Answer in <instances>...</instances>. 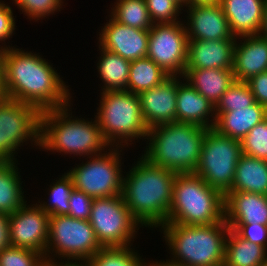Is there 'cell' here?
Here are the masks:
<instances>
[{
  "label": "cell",
  "mask_w": 267,
  "mask_h": 266,
  "mask_svg": "<svg viewBox=\"0 0 267 266\" xmlns=\"http://www.w3.org/2000/svg\"><path fill=\"white\" fill-rule=\"evenodd\" d=\"M102 248L89 220L68 215L49 217L46 264L55 261L87 262Z\"/></svg>",
  "instance_id": "9c48e42d"
},
{
  "label": "cell",
  "mask_w": 267,
  "mask_h": 266,
  "mask_svg": "<svg viewBox=\"0 0 267 266\" xmlns=\"http://www.w3.org/2000/svg\"><path fill=\"white\" fill-rule=\"evenodd\" d=\"M100 94V95H99ZM94 115L105 141L111 147L129 150L145 143L148 126L144 121L138 94L126 90L100 92ZM135 144V145H134Z\"/></svg>",
  "instance_id": "8992f818"
},
{
  "label": "cell",
  "mask_w": 267,
  "mask_h": 266,
  "mask_svg": "<svg viewBox=\"0 0 267 266\" xmlns=\"http://www.w3.org/2000/svg\"><path fill=\"white\" fill-rule=\"evenodd\" d=\"M225 220V195L194 173H177L166 223L211 225Z\"/></svg>",
  "instance_id": "52a82bcc"
},
{
  "label": "cell",
  "mask_w": 267,
  "mask_h": 266,
  "mask_svg": "<svg viewBox=\"0 0 267 266\" xmlns=\"http://www.w3.org/2000/svg\"><path fill=\"white\" fill-rule=\"evenodd\" d=\"M89 222L103 248L134 245L140 228L143 230L132 217L122 194L94 199Z\"/></svg>",
  "instance_id": "7c38bea8"
},
{
  "label": "cell",
  "mask_w": 267,
  "mask_h": 266,
  "mask_svg": "<svg viewBox=\"0 0 267 266\" xmlns=\"http://www.w3.org/2000/svg\"><path fill=\"white\" fill-rule=\"evenodd\" d=\"M267 71V39L260 34L237 37L233 73L236 81H248Z\"/></svg>",
  "instance_id": "ffe728a7"
},
{
  "label": "cell",
  "mask_w": 267,
  "mask_h": 266,
  "mask_svg": "<svg viewBox=\"0 0 267 266\" xmlns=\"http://www.w3.org/2000/svg\"><path fill=\"white\" fill-rule=\"evenodd\" d=\"M266 257L265 247L245 241L233 230H229L223 266H263Z\"/></svg>",
  "instance_id": "83f0119b"
},
{
  "label": "cell",
  "mask_w": 267,
  "mask_h": 266,
  "mask_svg": "<svg viewBox=\"0 0 267 266\" xmlns=\"http://www.w3.org/2000/svg\"><path fill=\"white\" fill-rule=\"evenodd\" d=\"M108 17V18H107ZM101 23L97 43L104 49L116 53L129 61L145 58L148 52L149 30L136 29L114 20L108 13Z\"/></svg>",
  "instance_id": "9a60e30c"
},
{
  "label": "cell",
  "mask_w": 267,
  "mask_h": 266,
  "mask_svg": "<svg viewBox=\"0 0 267 266\" xmlns=\"http://www.w3.org/2000/svg\"><path fill=\"white\" fill-rule=\"evenodd\" d=\"M129 149L110 147L104 153L81 158L66 173L72 178L74 189L96 199L122 194L124 154ZM82 162V163H81ZM124 168V169H123Z\"/></svg>",
  "instance_id": "ba28073f"
},
{
  "label": "cell",
  "mask_w": 267,
  "mask_h": 266,
  "mask_svg": "<svg viewBox=\"0 0 267 266\" xmlns=\"http://www.w3.org/2000/svg\"><path fill=\"white\" fill-rule=\"evenodd\" d=\"M188 36L184 21L155 23L149 30L147 56L169 76L183 77L187 65Z\"/></svg>",
  "instance_id": "4fadbf2b"
},
{
  "label": "cell",
  "mask_w": 267,
  "mask_h": 266,
  "mask_svg": "<svg viewBox=\"0 0 267 266\" xmlns=\"http://www.w3.org/2000/svg\"><path fill=\"white\" fill-rule=\"evenodd\" d=\"M236 40H188L185 69H233Z\"/></svg>",
  "instance_id": "ac0fdd59"
},
{
  "label": "cell",
  "mask_w": 267,
  "mask_h": 266,
  "mask_svg": "<svg viewBox=\"0 0 267 266\" xmlns=\"http://www.w3.org/2000/svg\"><path fill=\"white\" fill-rule=\"evenodd\" d=\"M10 1L13 7L17 6L16 9H19L18 11L20 12V14H23V16L27 20H30V23H32L31 21H33V23L34 22L43 23V20H45L46 18L48 20L51 18V16L53 17L54 15L55 17L56 14H58L59 12L61 13V10H64V8H66L65 6H67L68 4L66 3V0H10Z\"/></svg>",
  "instance_id": "d6a6232c"
},
{
  "label": "cell",
  "mask_w": 267,
  "mask_h": 266,
  "mask_svg": "<svg viewBox=\"0 0 267 266\" xmlns=\"http://www.w3.org/2000/svg\"><path fill=\"white\" fill-rule=\"evenodd\" d=\"M73 103L41 112L39 151L73 160L104 153L111 146L105 141L95 115L94 118L76 115Z\"/></svg>",
  "instance_id": "3957f363"
},
{
  "label": "cell",
  "mask_w": 267,
  "mask_h": 266,
  "mask_svg": "<svg viewBox=\"0 0 267 266\" xmlns=\"http://www.w3.org/2000/svg\"><path fill=\"white\" fill-rule=\"evenodd\" d=\"M49 217L34 198L32 201H27L9 215L10 245L32 249L45 256Z\"/></svg>",
  "instance_id": "5bb4252c"
},
{
  "label": "cell",
  "mask_w": 267,
  "mask_h": 266,
  "mask_svg": "<svg viewBox=\"0 0 267 266\" xmlns=\"http://www.w3.org/2000/svg\"><path fill=\"white\" fill-rule=\"evenodd\" d=\"M259 34L263 36L265 39H267V0H266V4L264 7L263 24H262V28Z\"/></svg>",
  "instance_id": "ee69618b"
},
{
  "label": "cell",
  "mask_w": 267,
  "mask_h": 266,
  "mask_svg": "<svg viewBox=\"0 0 267 266\" xmlns=\"http://www.w3.org/2000/svg\"><path fill=\"white\" fill-rule=\"evenodd\" d=\"M28 49L17 45L2 49L3 97L32 105L40 112L75 101L73 89L53 63L41 52Z\"/></svg>",
  "instance_id": "6da1fadb"
},
{
  "label": "cell",
  "mask_w": 267,
  "mask_h": 266,
  "mask_svg": "<svg viewBox=\"0 0 267 266\" xmlns=\"http://www.w3.org/2000/svg\"><path fill=\"white\" fill-rule=\"evenodd\" d=\"M214 129L220 134L241 140L257 124L267 118V109L255 102L249 107L236 108L235 111L215 112Z\"/></svg>",
  "instance_id": "603a6c76"
},
{
  "label": "cell",
  "mask_w": 267,
  "mask_h": 266,
  "mask_svg": "<svg viewBox=\"0 0 267 266\" xmlns=\"http://www.w3.org/2000/svg\"><path fill=\"white\" fill-rule=\"evenodd\" d=\"M0 266H46V261L35 250L10 245L0 251Z\"/></svg>",
  "instance_id": "d590c367"
},
{
  "label": "cell",
  "mask_w": 267,
  "mask_h": 266,
  "mask_svg": "<svg viewBox=\"0 0 267 266\" xmlns=\"http://www.w3.org/2000/svg\"><path fill=\"white\" fill-rule=\"evenodd\" d=\"M3 97L2 93V49H0V98Z\"/></svg>",
  "instance_id": "bcb514c9"
},
{
  "label": "cell",
  "mask_w": 267,
  "mask_h": 266,
  "mask_svg": "<svg viewBox=\"0 0 267 266\" xmlns=\"http://www.w3.org/2000/svg\"><path fill=\"white\" fill-rule=\"evenodd\" d=\"M255 101L267 109V71L251 77L246 81Z\"/></svg>",
  "instance_id": "60d3db41"
},
{
  "label": "cell",
  "mask_w": 267,
  "mask_h": 266,
  "mask_svg": "<svg viewBox=\"0 0 267 266\" xmlns=\"http://www.w3.org/2000/svg\"><path fill=\"white\" fill-rule=\"evenodd\" d=\"M137 157L124 170L122 196L142 228L158 230L167 222L177 173L153 165L142 155Z\"/></svg>",
  "instance_id": "7a4b0ae2"
},
{
  "label": "cell",
  "mask_w": 267,
  "mask_h": 266,
  "mask_svg": "<svg viewBox=\"0 0 267 266\" xmlns=\"http://www.w3.org/2000/svg\"><path fill=\"white\" fill-rule=\"evenodd\" d=\"M263 266H267V257H266L265 262L263 263Z\"/></svg>",
  "instance_id": "7dc6e473"
},
{
  "label": "cell",
  "mask_w": 267,
  "mask_h": 266,
  "mask_svg": "<svg viewBox=\"0 0 267 266\" xmlns=\"http://www.w3.org/2000/svg\"><path fill=\"white\" fill-rule=\"evenodd\" d=\"M136 248L139 246L102 248L87 263L89 266H148L149 258H144Z\"/></svg>",
  "instance_id": "1f68e13d"
},
{
  "label": "cell",
  "mask_w": 267,
  "mask_h": 266,
  "mask_svg": "<svg viewBox=\"0 0 267 266\" xmlns=\"http://www.w3.org/2000/svg\"><path fill=\"white\" fill-rule=\"evenodd\" d=\"M207 130L200 125L178 122L154 126L149 128L146 146L141 147L139 156L176 173H193Z\"/></svg>",
  "instance_id": "5b68a950"
},
{
  "label": "cell",
  "mask_w": 267,
  "mask_h": 266,
  "mask_svg": "<svg viewBox=\"0 0 267 266\" xmlns=\"http://www.w3.org/2000/svg\"><path fill=\"white\" fill-rule=\"evenodd\" d=\"M229 230L225 220L201 226L164 223L157 232L170 256L162 260L170 266H223Z\"/></svg>",
  "instance_id": "277c9868"
},
{
  "label": "cell",
  "mask_w": 267,
  "mask_h": 266,
  "mask_svg": "<svg viewBox=\"0 0 267 266\" xmlns=\"http://www.w3.org/2000/svg\"><path fill=\"white\" fill-rule=\"evenodd\" d=\"M145 2L153 24L176 23L183 20V6L176 0H145Z\"/></svg>",
  "instance_id": "8d00e7d4"
},
{
  "label": "cell",
  "mask_w": 267,
  "mask_h": 266,
  "mask_svg": "<svg viewBox=\"0 0 267 266\" xmlns=\"http://www.w3.org/2000/svg\"><path fill=\"white\" fill-rule=\"evenodd\" d=\"M18 162L0 161V213L6 215L13 214L29 200L26 197L29 194H24L27 191Z\"/></svg>",
  "instance_id": "d4e9b609"
},
{
  "label": "cell",
  "mask_w": 267,
  "mask_h": 266,
  "mask_svg": "<svg viewBox=\"0 0 267 266\" xmlns=\"http://www.w3.org/2000/svg\"><path fill=\"white\" fill-rule=\"evenodd\" d=\"M11 1H0V49L12 47L13 35L16 34V15L13 13L14 9L11 5ZM15 15V16H14ZM16 19V20H15ZM11 44V45H10Z\"/></svg>",
  "instance_id": "74e56055"
},
{
  "label": "cell",
  "mask_w": 267,
  "mask_h": 266,
  "mask_svg": "<svg viewBox=\"0 0 267 266\" xmlns=\"http://www.w3.org/2000/svg\"><path fill=\"white\" fill-rule=\"evenodd\" d=\"M236 191L267 195V160L242 154L228 192Z\"/></svg>",
  "instance_id": "4316f807"
},
{
  "label": "cell",
  "mask_w": 267,
  "mask_h": 266,
  "mask_svg": "<svg viewBox=\"0 0 267 266\" xmlns=\"http://www.w3.org/2000/svg\"><path fill=\"white\" fill-rule=\"evenodd\" d=\"M255 98L247 82L234 81L215 105V112L235 111L236 108L249 107Z\"/></svg>",
  "instance_id": "836d02e7"
},
{
  "label": "cell",
  "mask_w": 267,
  "mask_h": 266,
  "mask_svg": "<svg viewBox=\"0 0 267 266\" xmlns=\"http://www.w3.org/2000/svg\"><path fill=\"white\" fill-rule=\"evenodd\" d=\"M168 77L169 75L148 57L133 60L126 91L139 94L160 85Z\"/></svg>",
  "instance_id": "4dcf8cb0"
},
{
  "label": "cell",
  "mask_w": 267,
  "mask_h": 266,
  "mask_svg": "<svg viewBox=\"0 0 267 266\" xmlns=\"http://www.w3.org/2000/svg\"><path fill=\"white\" fill-rule=\"evenodd\" d=\"M10 246L9 215L0 213V251Z\"/></svg>",
  "instance_id": "b9f144b4"
},
{
  "label": "cell",
  "mask_w": 267,
  "mask_h": 266,
  "mask_svg": "<svg viewBox=\"0 0 267 266\" xmlns=\"http://www.w3.org/2000/svg\"><path fill=\"white\" fill-rule=\"evenodd\" d=\"M183 78L214 106L235 81L233 69H185Z\"/></svg>",
  "instance_id": "cb8c5ba5"
},
{
  "label": "cell",
  "mask_w": 267,
  "mask_h": 266,
  "mask_svg": "<svg viewBox=\"0 0 267 266\" xmlns=\"http://www.w3.org/2000/svg\"><path fill=\"white\" fill-rule=\"evenodd\" d=\"M148 266H170L168 264H166L163 260L159 259L157 260L155 258V260H153L152 258H150L149 264Z\"/></svg>",
  "instance_id": "f6af8a7d"
},
{
  "label": "cell",
  "mask_w": 267,
  "mask_h": 266,
  "mask_svg": "<svg viewBox=\"0 0 267 266\" xmlns=\"http://www.w3.org/2000/svg\"><path fill=\"white\" fill-rule=\"evenodd\" d=\"M93 200L85 193L73 189L69 198L70 208L67 215L76 219L89 220Z\"/></svg>",
  "instance_id": "ab89813d"
},
{
  "label": "cell",
  "mask_w": 267,
  "mask_h": 266,
  "mask_svg": "<svg viewBox=\"0 0 267 266\" xmlns=\"http://www.w3.org/2000/svg\"><path fill=\"white\" fill-rule=\"evenodd\" d=\"M239 237L250 243L259 244L267 249V225L253 224H228Z\"/></svg>",
  "instance_id": "f35d334b"
},
{
  "label": "cell",
  "mask_w": 267,
  "mask_h": 266,
  "mask_svg": "<svg viewBox=\"0 0 267 266\" xmlns=\"http://www.w3.org/2000/svg\"><path fill=\"white\" fill-rule=\"evenodd\" d=\"M176 101V122L196 124L207 129L214 127L215 106L181 76H177Z\"/></svg>",
  "instance_id": "d6986e66"
},
{
  "label": "cell",
  "mask_w": 267,
  "mask_h": 266,
  "mask_svg": "<svg viewBox=\"0 0 267 266\" xmlns=\"http://www.w3.org/2000/svg\"><path fill=\"white\" fill-rule=\"evenodd\" d=\"M220 4L236 38L260 33L266 0H221Z\"/></svg>",
  "instance_id": "44dd1931"
},
{
  "label": "cell",
  "mask_w": 267,
  "mask_h": 266,
  "mask_svg": "<svg viewBox=\"0 0 267 266\" xmlns=\"http://www.w3.org/2000/svg\"><path fill=\"white\" fill-rule=\"evenodd\" d=\"M225 222L227 224L267 225V195L251 192L225 194Z\"/></svg>",
  "instance_id": "7402d4cb"
},
{
  "label": "cell",
  "mask_w": 267,
  "mask_h": 266,
  "mask_svg": "<svg viewBox=\"0 0 267 266\" xmlns=\"http://www.w3.org/2000/svg\"><path fill=\"white\" fill-rule=\"evenodd\" d=\"M183 12H185L183 21L189 40L211 41L236 38L230 30L220 3L186 6Z\"/></svg>",
  "instance_id": "2e32d148"
},
{
  "label": "cell",
  "mask_w": 267,
  "mask_h": 266,
  "mask_svg": "<svg viewBox=\"0 0 267 266\" xmlns=\"http://www.w3.org/2000/svg\"><path fill=\"white\" fill-rule=\"evenodd\" d=\"M142 115L148 128L176 122L177 76L138 94Z\"/></svg>",
  "instance_id": "e0dca14e"
},
{
  "label": "cell",
  "mask_w": 267,
  "mask_h": 266,
  "mask_svg": "<svg viewBox=\"0 0 267 266\" xmlns=\"http://www.w3.org/2000/svg\"><path fill=\"white\" fill-rule=\"evenodd\" d=\"M240 143L242 154L267 160V118L253 127Z\"/></svg>",
  "instance_id": "e575fe53"
},
{
  "label": "cell",
  "mask_w": 267,
  "mask_h": 266,
  "mask_svg": "<svg viewBox=\"0 0 267 266\" xmlns=\"http://www.w3.org/2000/svg\"><path fill=\"white\" fill-rule=\"evenodd\" d=\"M241 155L240 140L209 128L205 133L199 162L193 173L225 195L232 188Z\"/></svg>",
  "instance_id": "8fae6325"
},
{
  "label": "cell",
  "mask_w": 267,
  "mask_h": 266,
  "mask_svg": "<svg viewBox=\"0 0 267 266\" xmlns=\"http://www.w3.org/2000/svg\"><path fill=\"white\" fill-rule=\"evenodd\" d=\"M40 115L32 105L0 98V161H19L24 146L39 150Z\"/></svg>",
  "instance_id": "30bf717a"
},
{
  "label": "cell",
  "mask_w": 267,
  "mask_h": 266,
  "mask_svg": "<svg viewBox=\"0 0 267 266\" xmlns=\"http://www.w3.org/2000/svg\"><path fill=\"white\" fill-rule=\"evenodd\" d=\"M46 266H89V264L87 262L55 261L46 264Z\"/></svg>",
  "instance_id": "7bdbcfd3"
},
{
  "label": "cell",
  "mask_w": 267,
  "mask_h": 266,
  "mask_svg": "<svg viewBox=\"0 0 267 266\" xmlns=\"http://www.w3.org/2000/svg\"><path fill=\"white\" fill-rule=\"evenodd\" d=\"M106 10L114 20L129 27L150 30L153 25L145 0H114Z\"/></svg>",
  "instance_id": "f546056e"
},
{
  "label": "cell",
  "mask_w": 267,
  "mask_h": 266,
  "mask_svg": "<svg viewBox=\"0 0 267 266\" xmlns=\"http://www.w3.org/2000/svg\"><path fill=\"white\" fill-rule=\"evenodd\" d=\"M98 45V46H97ZM96 47L98 57L96 60V76L99 77L97 91H118L126 90L129 79L131 61L124 59L120 55L102 48L98 43ZM102 85V86H101Z\"/></svg>",
  "instance_id": "484cf974"
},
{
  "label": "cell",
  "mask_w": 267,
  "mask_h": 266,
  "mask_svg": "<svg viewBox=\"0 0 267 266\" xmlns=\"http://www.w3.org/2000/svg\"><path fill=\"white\" fill-rule=\"evenodd\" d=\"M62 174V175H61ZM51 180V182H50ZM46 189H44L45 196L34 197L36 202L41 206L44 212L49 216L52 215H67L69 213V198L74 186L72 178L64 171L60 173L55 179H50ZM46 191V192H45Z\"/></svg>",
  "instance_id": "f1b7e54d"
}]
</instances>
